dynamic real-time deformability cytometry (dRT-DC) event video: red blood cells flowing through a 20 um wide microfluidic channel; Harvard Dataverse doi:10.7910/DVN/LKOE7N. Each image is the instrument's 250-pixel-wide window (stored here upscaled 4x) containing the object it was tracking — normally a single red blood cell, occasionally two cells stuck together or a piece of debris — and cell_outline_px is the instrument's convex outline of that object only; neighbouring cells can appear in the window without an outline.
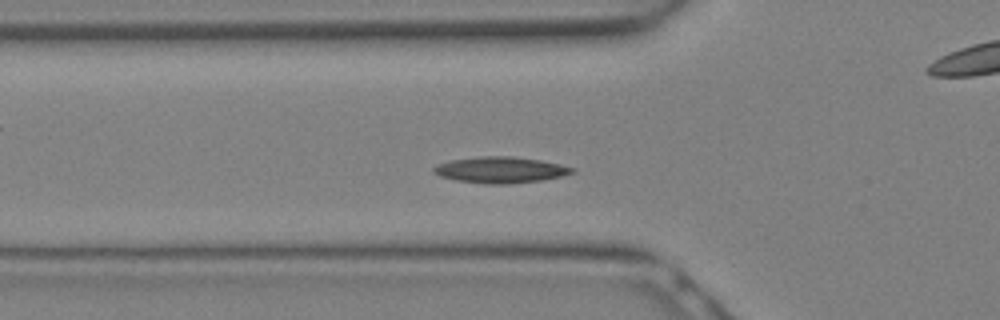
{"species": "Egyptian fruit bat (a non-hibernating species)", "species_latin": "Rousettus aegyptiacus", "temperature_condition": "warm", "stored_images_in_passage": 22, "camera_frame_rate_fps": 3000, "um_per_image_px": 0.085, "animal": {"sex": "female"}, "frame": {"image": 1, "passage_image": 2, "time_ms": 0.333, "image_size_px": [1000, 320], "cell_outline_px": [[576, 172], [560, 176], [540, 180], [508, 184], [484, 184], [456, 180], [440, 176], [432, 172], [432, 168], [440, 164], [452, 160], [480, 156], [512, 156], [540, 160], [560, 164], [576, 168]], "centroid_in_image_um": [42.55, 14.44], "position_along_channel_um": 83.2, "area_um2": 21.04}}
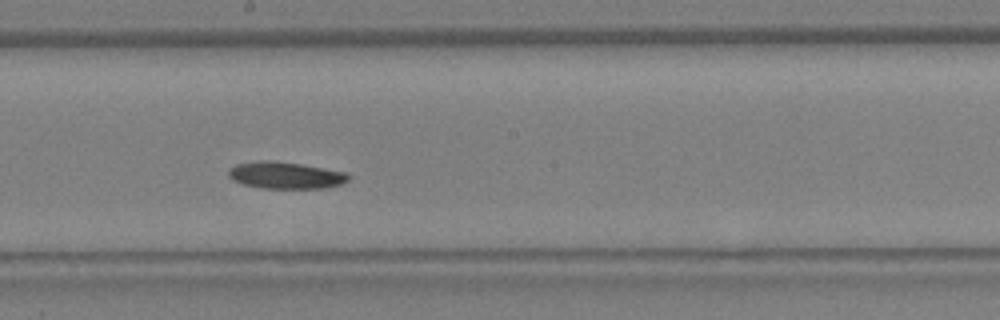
{"frame": {"image": 2, "passage_image": 8, "time_ms": 2.333, "image_size_px": [1000, 320], "cell_outline_px": [[348, 180], [340, 184], [324, 188], [264, 188], [244, 184], [232, 180], [228, 176], [228, 168], [236, 164], [260, 160], [268, 160], [300, 164], [344, 172], [348, 176]], "centroid_in_image_um": [24.2, 14.89], "position_along_channel_um": 224.0, "area_um2": 18.5}}
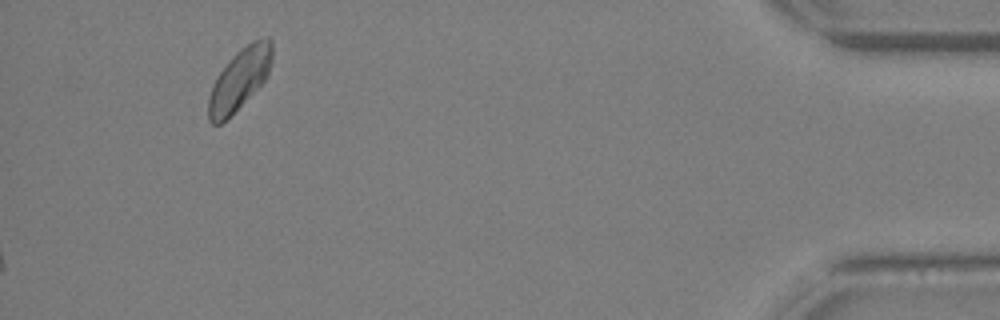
{"frame": {"image": 3, "passage_image": 22, "time_ms": 7.0, "image_size_px": [1000, 320], "cell_outline_px": [[272, 60], [268, 76], [220, 124], [212, 124], [208, 120], [208, 96], [212, 84], [216, 76], [232, 56], [240, 48], [252, 40], [268, 36], [272, 40]], "centroid_in_image_um": [20.35, 6.67], "position_along_channel_um": 414.9, "area_um2": 22.48}}